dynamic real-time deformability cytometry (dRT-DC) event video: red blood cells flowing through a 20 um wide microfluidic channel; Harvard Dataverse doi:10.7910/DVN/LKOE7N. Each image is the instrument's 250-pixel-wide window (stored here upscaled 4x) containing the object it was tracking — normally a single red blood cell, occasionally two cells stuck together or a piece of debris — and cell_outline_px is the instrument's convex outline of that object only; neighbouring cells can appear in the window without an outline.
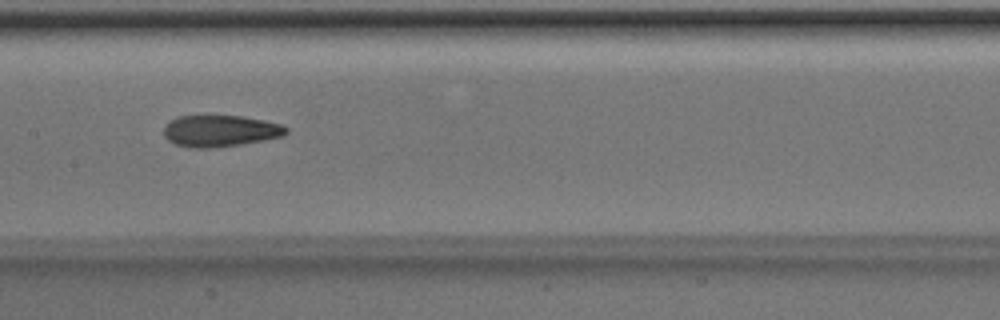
{"species": "Egyptian fruit bat (a non-hibernating species)", "species_latin": "Rousettus aegyptiacus", "temperature_condition": "room temperature", "stored_images_in_passage": 50, "camera_frame_rate_fps": 3000, "um_per_image_px": 0.085, "animal": {"sex": "male"}, "frame": {"image": 1, "passage_image": 25, "time_ms": 8.0, "image_size_px": [1000, 320], "cell_outline_px": [[288, 132], [284, 136], [264, 140], [216, 148], [188, 148], [176, 144], [168, 140], [164, 136], [164, 124], [168, 120], [176, 116], [240, 116], [264, 120], [280, 124], [288, 128]], "centroid_in_image_um": [18.68, 11.13], "position_along_channel_um": 188.7, "area_um2": 22.72}}
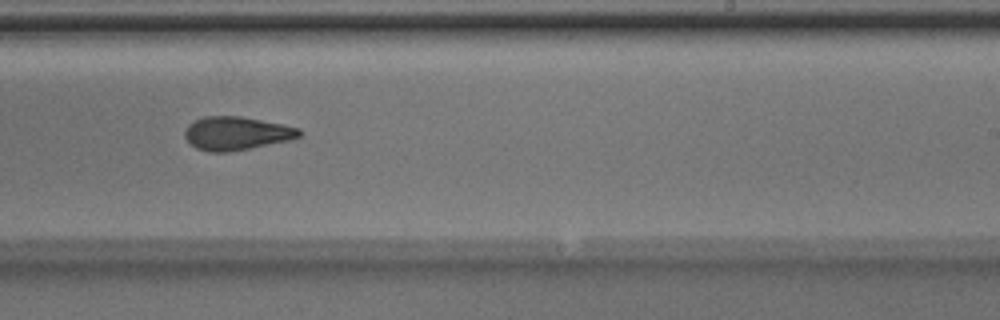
{"frame": {"image": 2, "passage_image": 31, "time_ms": 10.0, "image_size_px": [1000, 320], "cell_outline_px": [[304, 132], [300, 136], [292, 140], [228, 152], [208, 152], [196, 148], [184, 136], [184, 132], [188, 124], [204, 116], [240, 116], [300, 128]], "centroid_in_image_um": [20.11, 11.34], "position_along_channel_um": 268.9, "area_um2": 22.25}}
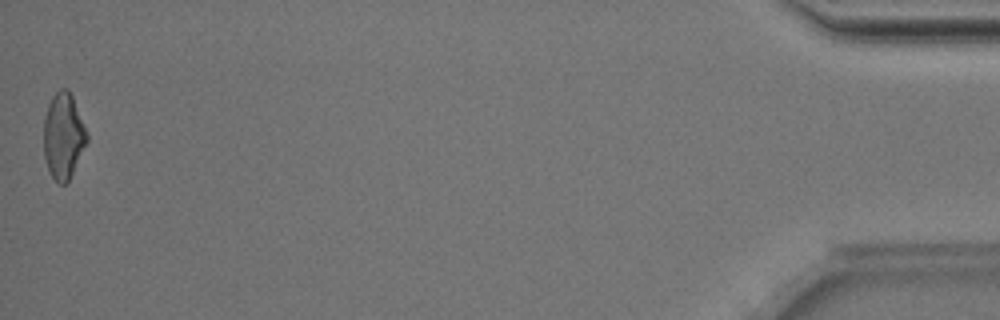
{"frame": {"image": 3, "passage_image": 50, "time_ms": 16.333, "image_size_px": [1000, 320], "cell_outline_px": [[88, 140], [68, 180], [64, 184], [60, 184], [52, 176], [48, 168], [44, 156], [44, 116], [48, 104], [52, 96], [60, 88], [68, 88], [72, 96], [88, 136]], "centroid_in_image_um": [5.36, 11.52], "position_along_channel_um": 429.8, "area_um2": 21.21}, "authors_computed_cell_mechanics": {"area_um2": 22.1663, "velocity_mm_per_s": 4.0448, "shape_relaxation_time_tau1_ms": null, "shape_relaxation_time_tau2_ms": 2.3543, "deformation_change_tau1": null, "deformation_change_tau2": 0.0986}}